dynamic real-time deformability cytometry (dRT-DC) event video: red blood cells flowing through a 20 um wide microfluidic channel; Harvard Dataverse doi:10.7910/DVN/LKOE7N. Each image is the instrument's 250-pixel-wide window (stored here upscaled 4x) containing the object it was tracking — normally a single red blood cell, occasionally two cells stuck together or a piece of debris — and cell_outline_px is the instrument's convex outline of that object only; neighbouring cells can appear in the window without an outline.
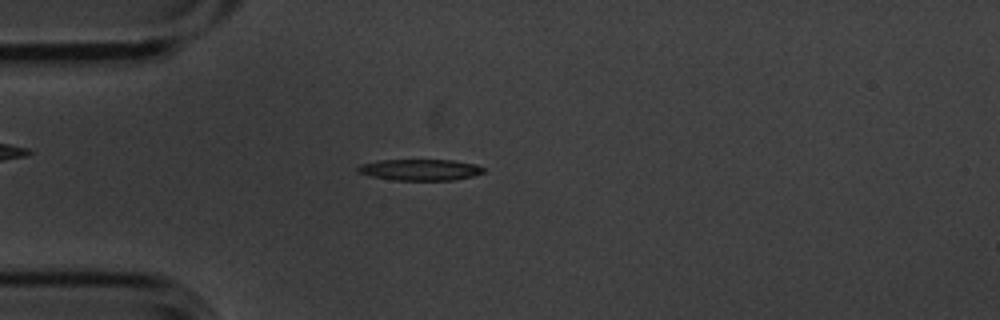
{"species": "common noctule bat (a hibernating species)", "species_latin": "Nyctalus noctula", "temperature_condition": "cold", "stored_images_in_passage": 4, "camera_frame_rate_fps": 3000, "um_per_image_px": 0.085, "animal": {"sex": "male", "body_mass_g": 20.1, "forearm_length_mm": 53.5}, "frame": {"image": 1, "passage_image": 3, "time_ms": 0.667, "image_size_px": [1000, 320], "cell_outline_px": [[484, 172], [472, 176], [452, 180], [392, 180], [372, 176], [356, 172], [356, 168], [360, 164], [380, 160], [452, 160], [476, 164], [484, 168]], "centroid_in_image_um": [35.68, 14.43], "position_along_channel_um": 49.3, "area_um2": 15.55}}